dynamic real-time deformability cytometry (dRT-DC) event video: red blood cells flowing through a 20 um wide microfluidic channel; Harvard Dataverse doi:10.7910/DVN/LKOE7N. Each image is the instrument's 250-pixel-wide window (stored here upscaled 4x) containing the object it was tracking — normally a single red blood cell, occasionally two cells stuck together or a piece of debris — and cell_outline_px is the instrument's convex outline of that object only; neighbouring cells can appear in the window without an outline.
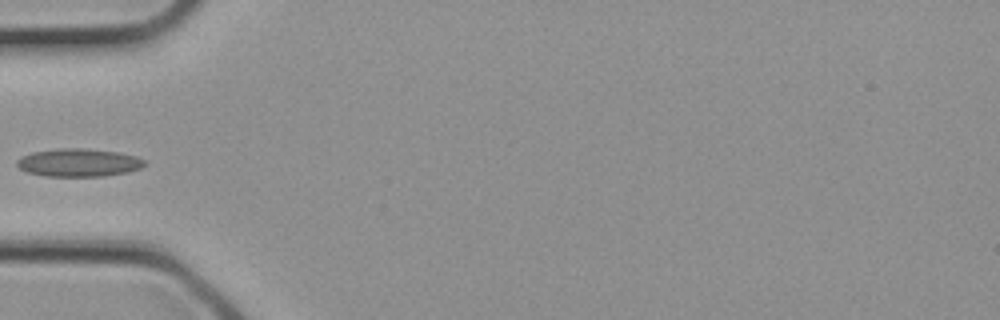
{"species": "common noctule bat (a hibernating species)", "species_latin": "Nyctalus noctula", "temperature_condition": "cold", "stored_images_in_passage": 3, "camera_frame_rate_fps": 3000, "um_per_image_px": 0.085, "animal": {"sex": "female", "body_mass_g": 21.9}, "frame": {"image": 1, "passage_image": 3, "time_ms": 0.667, "image_size_px": [1000, 320], "cell_outline_px": [[148, 164], [140, 168], [128, 172], [104, 176], [44, 176], [28, 172], [20, 168], [16, 164], [16, 160], [20, 156], [32, 152], [60, 148], [84, 148], [116, 152], [136, 156], [144, 160]], "centroid_in_image_um": [6.68, 13.82], "position_along_channel_um": 78.3, "area_um2": 20.87}}